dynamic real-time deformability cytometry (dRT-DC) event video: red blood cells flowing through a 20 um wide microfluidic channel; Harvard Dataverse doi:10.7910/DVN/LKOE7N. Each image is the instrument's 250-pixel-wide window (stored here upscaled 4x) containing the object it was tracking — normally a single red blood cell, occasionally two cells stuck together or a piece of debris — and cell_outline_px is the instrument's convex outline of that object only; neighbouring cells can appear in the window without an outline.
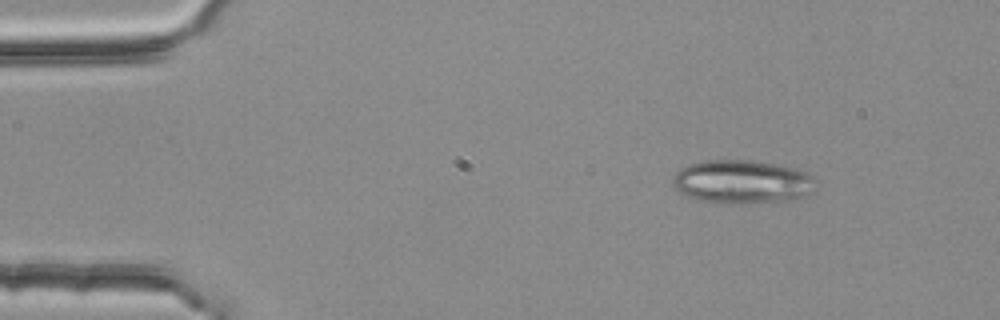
{"species": "common noctule bat (a hibernating species)", "species_latin": "Nyctalus noctula", "temperature_condition": "room temperature", "stored_images_in_passage": 3, "camera_frame_rate_fps": 3000, "um_per_image_px": 0.085, "animal": {"sex": "female", "body_mass_g": 25.1}, "frame": {"image": 1, "passage_image": 1, "time_ms": 0.0, "image_size_px": [1000, 320], "cell_outline_px": [[816, 188], [804, 196], [792, 200], [708, 200], [688, 196], [680, 192], [672, 184], [672, 180], [676, 172], [680, 168], [688, 164], [708, 160], [748, 160], [772, 164], [792, 168], [804, 172], [812, 176]], "centroid_in_image_um": [63.06, 15.39], "position_along_channel_um": 21.9, "area_um2": 34.51}}